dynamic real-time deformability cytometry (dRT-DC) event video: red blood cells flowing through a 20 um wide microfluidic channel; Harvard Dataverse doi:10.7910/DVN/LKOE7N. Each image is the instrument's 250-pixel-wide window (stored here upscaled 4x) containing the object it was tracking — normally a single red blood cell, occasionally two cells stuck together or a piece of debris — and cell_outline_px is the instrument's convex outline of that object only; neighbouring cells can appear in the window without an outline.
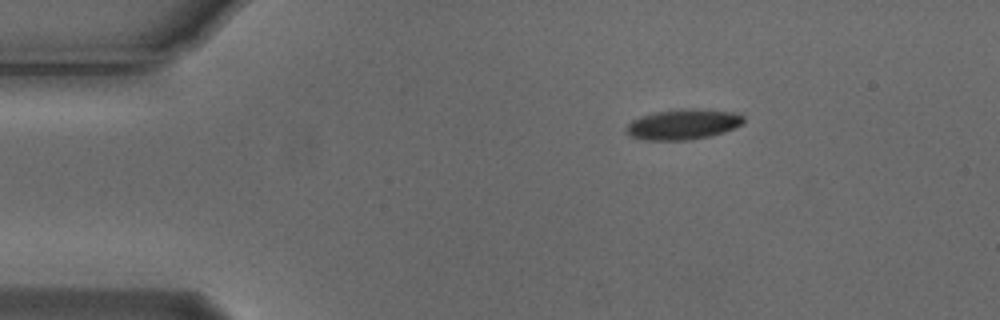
{"species": "Egyptian fruit bat (a non-hibernating species)", "species_latin": "Rousettus aegyptiacus", "temperature_condition": "cold", "stored_images_in_passage": 4, "camera_frame_rate_fps": 3000, "um_per_image_px": 0.085, "animal": {"sex": "male"}, "frame": {"image": 1, "passage_image": 1, "time_ms": 0.0, "image_size_px": [1000, 320], "cell_outline_px": [[744, 124], [724, 132], [708, 136], [688, 140], [644, 140], [632, 136], [624, 128], [632, 120], [656, 112], [688, 108], [696, 108], [732, 112], [744, 116]], "centroid_in_image_um": [58.1, 10.57], "position_along_channel_um": 26.9, "area_um2": 20.58}}
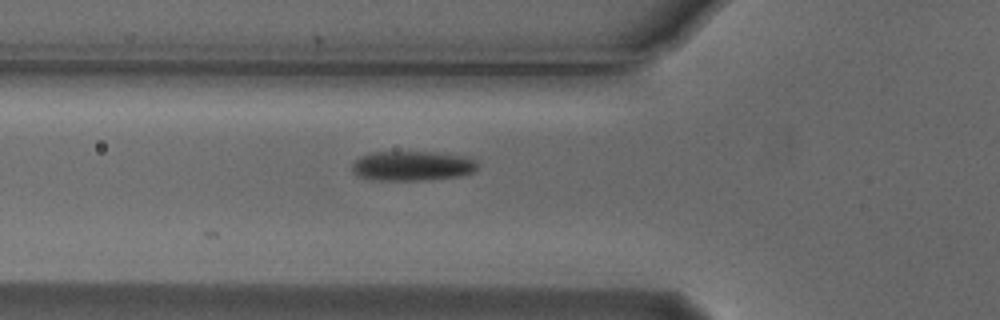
{"frame": {"image": 2, "passage_image": 4, "time_ms": 1.0, "image_size_px": [1000, 320], "cell_outline_px": [[476, 168], [472, 172], [460, 176], [424, 180], [376, 180], [356, 176], [352, 168], [352, 164], [360, 156], [372, 152], [436, 152], [460, 156], [476, 160]], "centroid_in_image_um": [35.0, 14.1], "position_along_channel_um": 90.8, "area_um2": 21.56}}